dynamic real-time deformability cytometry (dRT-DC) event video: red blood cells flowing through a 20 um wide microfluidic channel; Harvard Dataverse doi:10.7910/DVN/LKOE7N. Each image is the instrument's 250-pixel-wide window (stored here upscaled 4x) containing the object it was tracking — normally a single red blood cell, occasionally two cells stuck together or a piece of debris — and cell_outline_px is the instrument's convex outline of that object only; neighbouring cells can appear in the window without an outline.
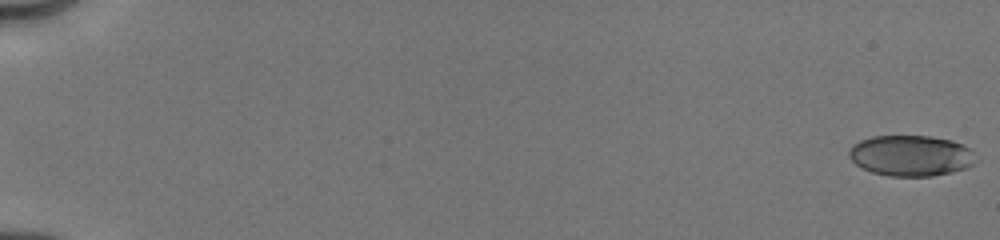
{"species": "human", "species_latin": "Homo sapiens", "temperature_condition": "cold", "stored_images_in_passage": 30, "camera_frame_rate_fps": 3000, "um_per_image_px": 0.085, "donor": {"sex": "male"}, "frame": {"image": 1, "passage_image": 1, "time_ms": 0.0, "image_size_px": [1000, 240], "cell_outline_px": [[980, 160], [968, 168], [952, 172], [932, 176], [888, 176], [872, 172], [856, 164], [848, 156], [848, 148], [852, 144], [860, 140], [872, 136], [932, 136], [952, 140], [968, 148]], "centroid_in_image_um": [77.44, 13.23], "position_along_channel_um": 7.6, "area_um2": 30.46}}
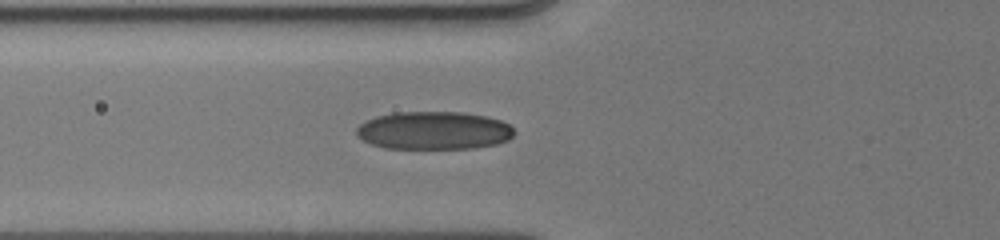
{"frame": {"image": 2, "passage_image": 21, "time_ms": 7.0, "image_size_px": [1000, 240], "cell_outline_px": [[516, 132], [508, 140], [496, 144], [472, 148], [384, 148], [372, 144], [356, 136], [356, 128], [360, 124], [376, 116], [392, 112], [460, 112], [484, 116], [500, 120], [508, 124]], "centroid_in_image_um": [36.86, 11.09], "position_along_channel_um": 88.9, "area_um2": 34.85}}
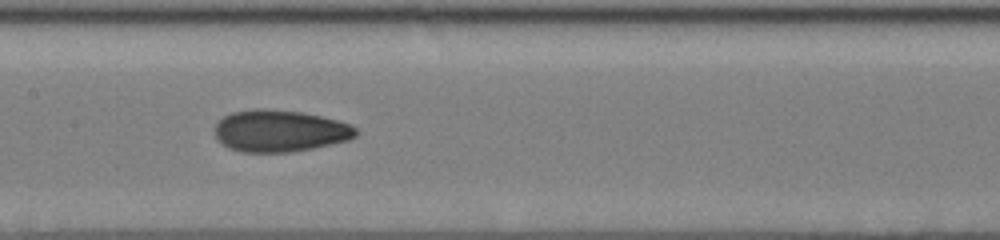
{"frame": {"image": 3, "passage_image": 29, "time_ms": 9.333, "image_size_px": [1000, 240], "cell_outline_px": [[360, 132], [356, 136], [348, 140], [312, 148], [292, 152], [244, 152], [228, 148], [216, 140], [216, 124], [224, 116], [232, 112], [256, 108], [260, 108], [304, 112], [352, 124]], "centroid_in_image_um": [23.8, 11.12], "position_along_channel_um": 183.6, "area_um2": 34.51}}